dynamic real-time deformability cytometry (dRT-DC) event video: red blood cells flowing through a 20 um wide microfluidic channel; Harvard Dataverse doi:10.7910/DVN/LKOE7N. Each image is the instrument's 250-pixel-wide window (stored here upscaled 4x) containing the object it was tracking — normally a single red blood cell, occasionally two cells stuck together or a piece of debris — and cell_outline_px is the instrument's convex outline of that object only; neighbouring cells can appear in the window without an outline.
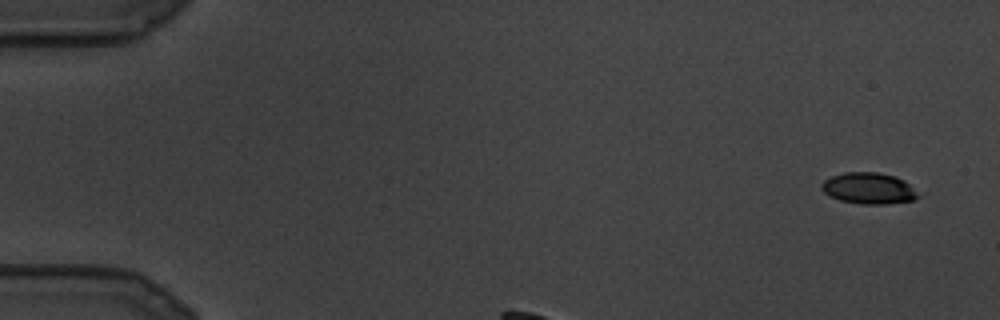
{"species": "common noctule bat (a hibernating species)", "species_latin": "Nyctalus noctula", "temperature_condition": "cold", "stored_images_in_passage": 10, "camera_frame_rate_fps": 3000, "um_per_image_px": 0.085, "animal": {"sex": "male", "body_mass_g": 19.5, "forearm_length_mm": 54.6}, "frame": {"image": 1, "passage_image": 1, "time_ms": 0.0, "image_size_px": [1000, 320], "cell_outline_px": [[920, 196], [916, 200], [888, 204], [860, 204], [840, 200], [824, 192], [820, 188], [820, 184], [824, 180], [832, 176], [844, 172], [876, 172], [896, 176], [904, 180]], "centroid_in_image_um": [73.84, 16.01], "position_along_channel_um": 11.2, "area_um2": 17.63}}
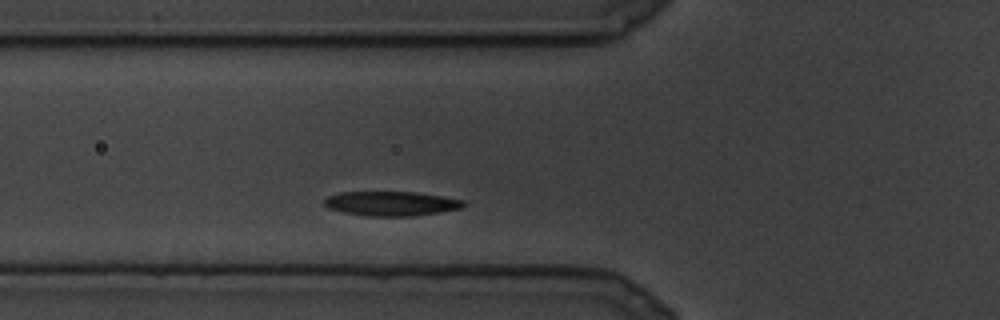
{"frame": {"image": 2, "passage_image": 6, "time_ms": 1.667, "image_size_px": [1000, 320], "cell_outline_px": [[468, 204], [460, 208], [412, 216], [364, 216], [344, 212], [328, 208], [324, 204], [324, 200], [328, 196], [340, 192], [416, 192], [464, 200]], "centroid_in_image_um": [33.23, 17.3], "position_along_channel_um": 92.6, "area_um2": 19.71}}
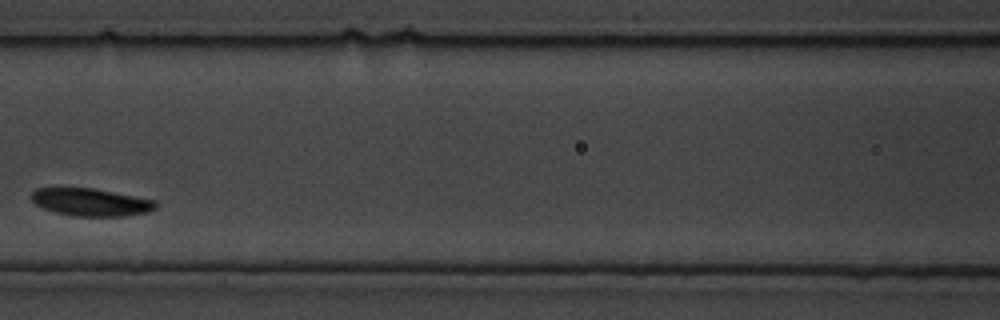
{"frame": {"image": 3, "passage_image": 9, "time_ms": 2.667, "image_size_px": [1000, 320], "cell_outline_px": [[156, 208], [144, 212], [124, 216], [76, 216], [56, 212], [44, 208], [36, 204], [32, 200], [32, 192], [36, 188], [92, 188], [156, 200]], "centroid_in_image_um": [7.72, 17.18], "position_along_channel_um": 158.9, "area_um2": 19.65}}